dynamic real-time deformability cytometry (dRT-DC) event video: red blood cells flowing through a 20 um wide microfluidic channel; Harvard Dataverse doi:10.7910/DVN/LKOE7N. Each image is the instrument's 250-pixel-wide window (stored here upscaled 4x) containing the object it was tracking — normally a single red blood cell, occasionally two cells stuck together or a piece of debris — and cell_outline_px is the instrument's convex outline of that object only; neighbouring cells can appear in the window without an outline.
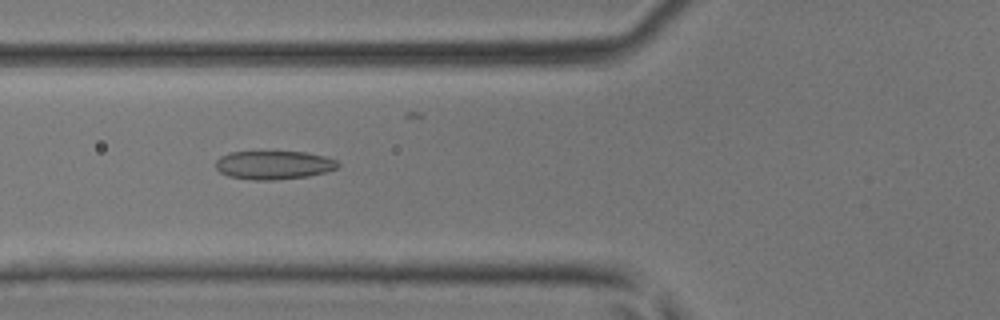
{"species": "common noctule bat (a hibernating species)", "species_latin": "Nyctalus noctula", "temperature_condition": "room temperature", "stored_images_in_passage": 37, "camera_frame_rate_fps": 3000, "um_per_image_px": 0.085, "animal": {"sex": "male", "body_mass_g": 17.9, "forearm_length_mm": 54.2}, "frame": {"image": 1, "passage_image": 8, "time_ms": 2.333, "image_size_px": [1000, 320], "cell_outline_px": [[340, 164], [336, 168], [324, 172], [308, 176], [272, 180], [252, 180], [228, 176], [220, 172], [216, 168], [216, 160], [220, 156], [232, 152], [304, 152], [324, 156], [336, 160]], "centroid_in_image_um": [23.24, 14.03], "position_along_channel_um": 102.6, "area_um2": 20.17}}
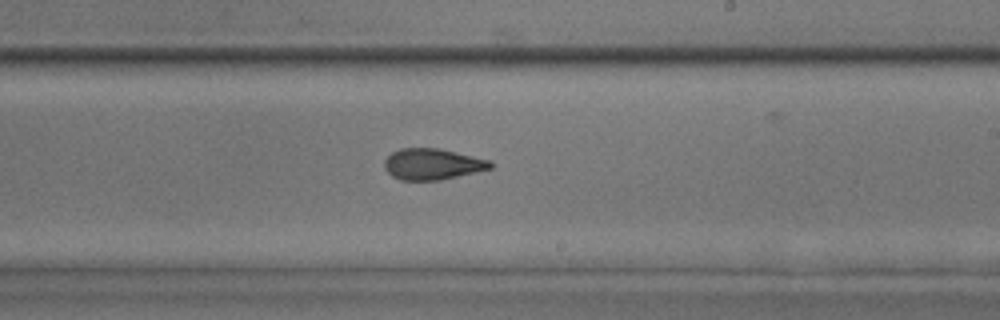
{"frame": {"image": 2, "passage_image": 18, "time_ms": 5.667, "image_size_px": [1000, 320], "cell_outline_px": [[496, 164], [492, 168], [476, 172], [440, 180], [400, 180], [392, 176], [384, 168], [384, 160], [392, 152], [400, 148], [440, 148], [492, 160]], "centroid_in_image_um": [36.79, 13.94], "position_along_channel_um": 252.2, "area_um2": 19.48}}
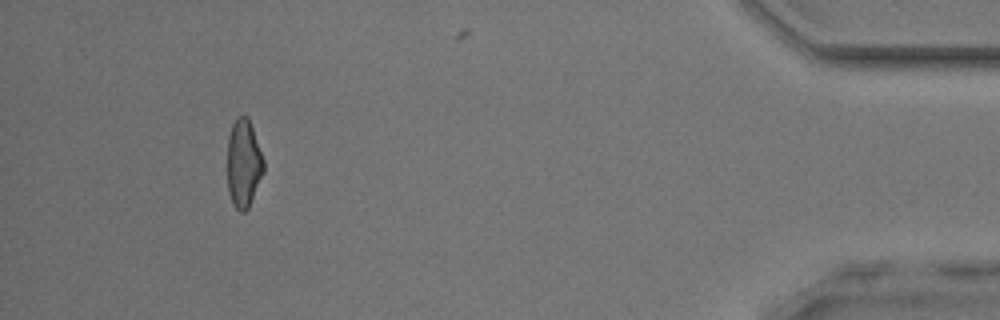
{"frame": {"image": 3, "passage_image": 33, "time_ms": 10.667, "image_size_px": [1000, 320], "cell_outline_px": [[264, 172], [248, 208], [244, 212], [240, 212], [232, 204], [228, 192], [228, 136], [232, 124], [236, 116], [248, 116], [264, 160]], "centroid_in_image_um": [20.7, 13.89], "position_along_channel_um": 414.5, "area_um2": 18.67}}